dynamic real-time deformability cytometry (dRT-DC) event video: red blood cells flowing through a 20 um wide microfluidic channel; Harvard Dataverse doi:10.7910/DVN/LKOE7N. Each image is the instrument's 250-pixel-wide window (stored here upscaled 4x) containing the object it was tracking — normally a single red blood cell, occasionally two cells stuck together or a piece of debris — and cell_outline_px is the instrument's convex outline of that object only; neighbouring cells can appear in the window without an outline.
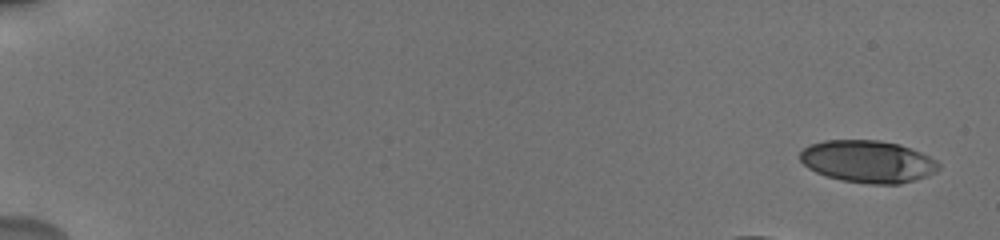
{"species": "human", "species_latin": "Homo sapiens", "temperature_condition": "cold", "stored_images_in_passage": 27, "camera_frame_rate_fps": 3000, "um_per_image_px": 0.085, "donor": {"sex": "male"}, "frame": {"image": 1, "passage_image": 1, "time_ms": 0.0, "image_size_px": [1000, 240], "cell_outline_px": [[940, 168], [936, 172], [928, 176], [900, 184], [868, 184], [840, 180], [816, 172], [808, 168], [800, 160], [800, 152], [808, 144], [824, 140], [880, 140], [900, 144], [920, 152], [936, 160], [940, 164]], "centroid_in_image_um": [73.77, 13.72], "position_along_channel_um": 11.2, "area_um2": 34.33}}